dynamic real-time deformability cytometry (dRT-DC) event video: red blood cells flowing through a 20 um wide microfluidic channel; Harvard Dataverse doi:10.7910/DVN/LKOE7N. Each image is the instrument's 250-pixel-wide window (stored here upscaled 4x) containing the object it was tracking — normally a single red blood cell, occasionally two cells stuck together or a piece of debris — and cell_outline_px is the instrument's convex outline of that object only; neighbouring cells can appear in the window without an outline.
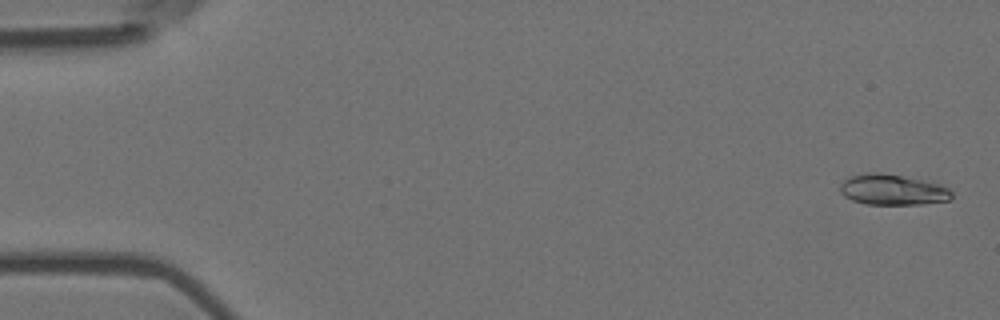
{"species": "Egyptian fruit bat (a non-hibernating species)", "species_latin": "Rousettus aegyptiacus", "temperature_condition": "room temperature", "stored_images_in_passage": 18, "camera_frame_rate_fps": 3000, "um_per_image_px": 0.085, "animal": {"sex": "female"}, "frame": {"image": 1, "passage_image": 2, "time_ms": 0.333, "image_size_px": [1000, 320], "cell_outline_px": [[952, 196], [948, 200], [920, 204], [864, 204], [852, 200], [844, 196], [840, 192], [840, 184], [848, 176], [868, 172], [880, 172], [940, 184], [948, 188], [952, 192]], "centroid_in_image_um": [75.81, 16.12], "position_along_channel_um": 9.2, "area_um2": 19.83}}
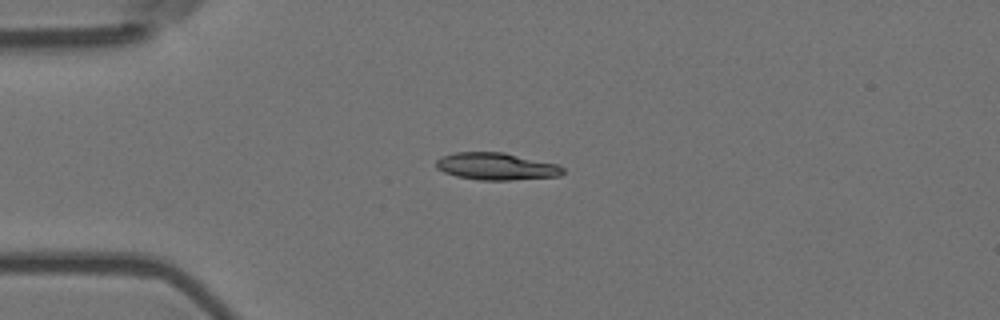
{"frame": {"image": 2, "passage_image": 14, "time_ms": 4.333, "image_size_px": [1000, 320], "cell_outline_px": [[564, 172], [560, 176], [512, 180], [476, 180], [456, 176], [444, 172], [436, 168], [436, 160], [440, 156], [456, 152], [504, 152], [556, 164], [564, 168]], "centroid_in_image_um": [42.16, 14.14], "position_along_channel_um": 42.8, "area_um2": 20.17}}